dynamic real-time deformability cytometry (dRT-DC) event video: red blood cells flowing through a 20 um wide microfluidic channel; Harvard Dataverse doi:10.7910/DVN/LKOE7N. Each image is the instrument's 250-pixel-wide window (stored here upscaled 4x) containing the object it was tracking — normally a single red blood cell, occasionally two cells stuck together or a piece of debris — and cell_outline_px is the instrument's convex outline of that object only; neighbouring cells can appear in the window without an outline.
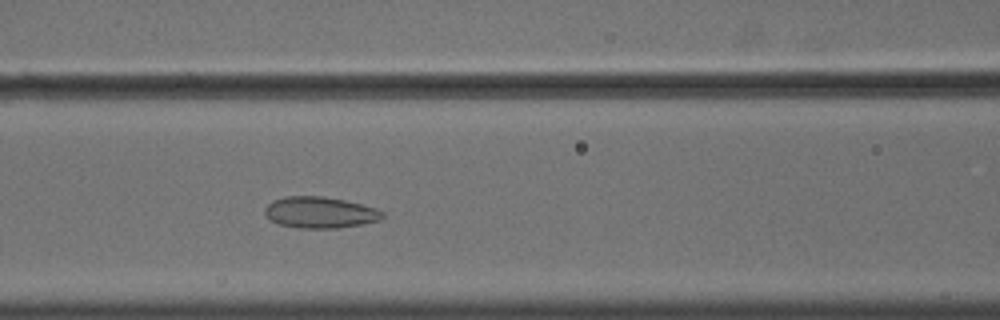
{"species": "common noctule bat (a hibernating species)", "species_latin": "Nyctalus noctula", "temperature_condition": "cold", "stored_images_in_passage": 52, "camera_frame_rate_fps": 3000, "um_per_image_px": 0.085, "animal": {"sex": "male", "body_mass_g": 18.8}, "frame": {"image": 1, "passage_image": 21, "time_ms": 6.667, "image_size_px": [1000, 320], "cell_outline_px": [[384, 216], [380, 220], [360, 224], [336, 228], [300, 228], [280, 224], [264, 216], [264, 208], [272, 200], [284, 196], [324, 196], [344, 200], [376, 208], [384, 212]], "centroid_in_image_um": [27.17, 18.05], "position_along_channel_um": 139.4, "area_um2": 21.44}}
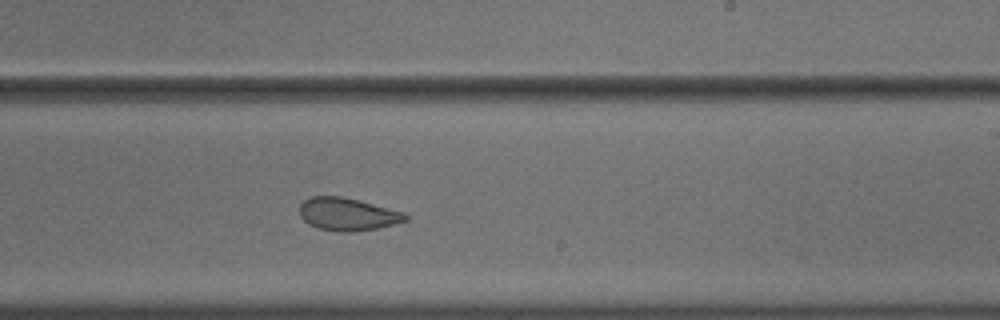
{"frame": {"image": 2, "passage_image": 31, "time_ms": 10.0, "image_size_px": [1000, 320], "cell_outline_px": [[408, 220], [376, 228], [352, 232], [340, 232], [316, 228], [308, 224], [300, 216], [300, 204], [304, 200], [312, 196], [340, 196], [404, 212], [408, 216]], "centroid_in_image_um": [29.5, 18.21], "position_along_channel_um": 259.5, "area_um2": 20.0}}
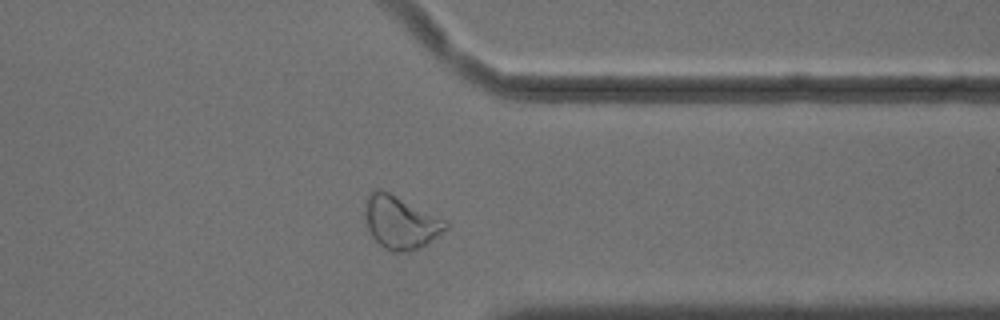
{"frame": {"image": 3, "passage_image": 41, "time_ms": 13.333, "image_size_px": [1000, 320], "cell_outline_px": [[448, 228], [444, 232], [424, 244], [416, 248], [400, 252], [392, 252], [384, 248], [372, 236], [368, 228], [364, 212], [364, 204], [372, 188], [376, 188], [388, 192], [448, 220]], "centroid_in_image_um": [34.04, 18.87], "position_along_channel_um": 377.4, "area_um2": 24.68}, "authors_computed_cell_mechanics": {"area_um2": 25.0274, "velocity_mm_per_s": 3.6023, "shape_relaxation_time_tau1_ms": 7.4339, "shape_relaxation_time_tau2_ms": 1.6201, "deformation_change_tau1": 0.108, "deformation_change_tau2": 0.0781}}